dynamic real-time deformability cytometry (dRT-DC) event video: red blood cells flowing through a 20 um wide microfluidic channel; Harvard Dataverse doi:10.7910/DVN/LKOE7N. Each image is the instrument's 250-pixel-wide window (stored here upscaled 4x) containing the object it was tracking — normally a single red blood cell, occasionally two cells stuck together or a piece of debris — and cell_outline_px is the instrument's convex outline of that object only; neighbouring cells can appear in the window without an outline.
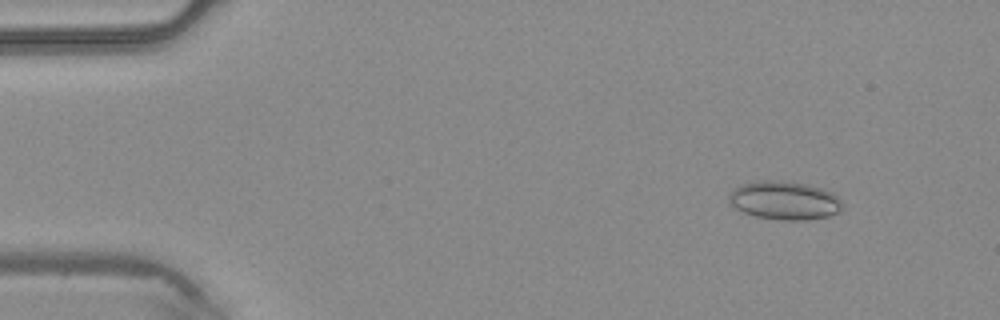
{"species": "common noctule bat (a hibernating species)", "species_latin": "Nyctalus noctula", "temperature_condition": "warm", "stored_images_in_passage": 46, "camera_frame_rate_fps": 3000, "um_per_image_px": 0.085, "animal": {"sex": "male", "body_mass_g": 20.4}, "frame": {"image": 1, "passage_image": 5, "time_ms": 1.333, "image_size_px": [1000, 320], "cell_outline_px": [[844, 204], [840, 212], [828, 216], [808, 220], [780, 220], [756, 216], [744, 212], [728, 204], [728, 196], [732, 188], [740, 184], [760, 180], [768, 180], [808, 184], [832, 192]], "centroid_in_image_um": [66.66, 17.04], "position_along_channel_um": 18.3, "area_um2": 25.61}}
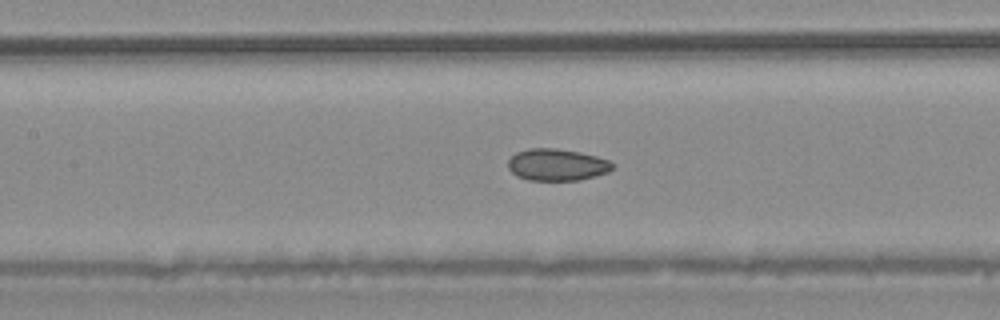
{"frame": {"image": 2, "passage_image": 21, "time_ms": 6.667, "image_size_px": [1000, 320], "cell_outline_px": [[616, 164], [608, 172], [596, 176], [580, 180], [528, 180], [516, 176], [508, 168], [508, 160], [516, 152], [528, 148], [556, 148], [580, 152], [596, 156], [608, 160]], "centroid_in_image_um": [47.34, 14.0], "position_along_channel_um": 160.1, "area_um2": 19.54}}
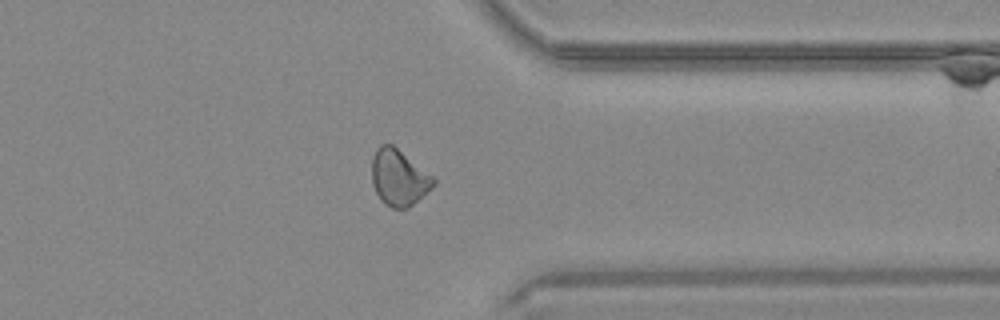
{"frame": {"image": 3, "passage_image": 36, "time_ms": 11.667, "image_size_px": [1000, 320], "cell_outline_px": [[436, 184], [432, 188], [408, 208], [392, 208], [384, 204], [380, 200], [372, 184], [372, 160], [376, 148], [380, 144], [392, 144], [432, 176], [436, 180]], "centroid_in_image_um": [33.88, 15.11], "position_along_channel_um": 377.5, "area_um2": 20.06}}